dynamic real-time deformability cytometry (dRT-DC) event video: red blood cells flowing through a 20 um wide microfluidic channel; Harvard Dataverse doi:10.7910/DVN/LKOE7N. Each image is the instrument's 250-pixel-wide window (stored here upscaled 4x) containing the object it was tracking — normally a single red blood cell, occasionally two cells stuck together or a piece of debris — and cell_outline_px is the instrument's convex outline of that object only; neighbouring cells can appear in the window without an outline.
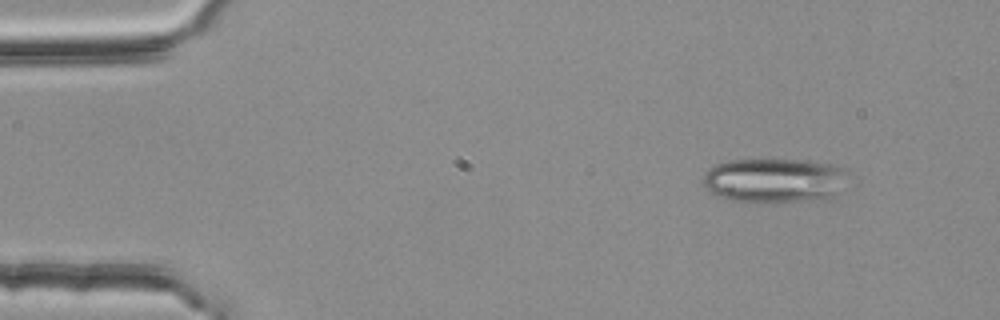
{"species": "common noctule bat (a hibernating species)", "species_latin": "Nyctalus noctula", "temperature_condition": "room temperature", "stored_images_in_passage": 3, "camera_frame_rate_fps": 3000, "um_per_image_px": 0.085, "animal": {"sex": "female", "body_mass_g": 25.1}, "frame": {"image": 1, "passage_image": 1, "time_ms": 0.0, "image_size_px": [1000, 320], "cell_outline_px": [[844, 172], [836, 192], [828, 196], [800, 200], [764, 204], [756, 204], [724, 200], [716, 196], [704, 184], [704, 172], [708, 168], [716, 164], [728, 160], [808, 160], [832, 164], [840, 168]], "centroid_in_image_um": [65.63, 15.34], "position_along_channel_um": 19.4, "area_um2": 37.11}}